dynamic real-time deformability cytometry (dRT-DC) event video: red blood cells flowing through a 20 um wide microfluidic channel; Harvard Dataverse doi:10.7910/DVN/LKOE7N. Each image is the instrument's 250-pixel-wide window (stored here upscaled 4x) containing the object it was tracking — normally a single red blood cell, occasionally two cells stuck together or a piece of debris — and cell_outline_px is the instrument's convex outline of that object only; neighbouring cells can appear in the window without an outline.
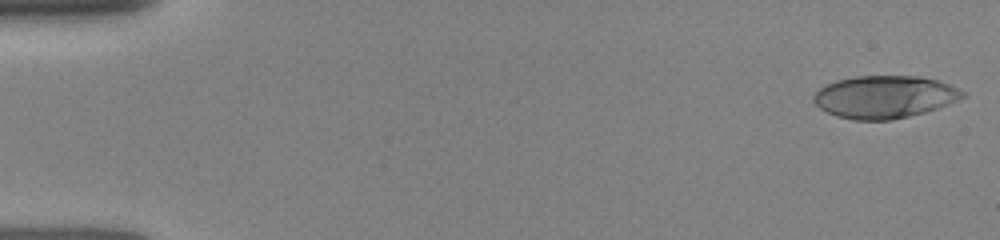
{"species": "human", "species_latin": "Homo sapiens", "temperature_condition": "room temperature", "stored_images_in_passage": 28, "camera_frame_rate_fps": 3000, "um_per_image_px": 0.085, "donor": {"sex": "female"}, "frame": {"image": 1, "passage_image": 1, "time_ms": 0.0, "image_size_px": [1000, 240], "cell_outline_px": [[964, 96], [948, 104], [924, 112], [892, 120], [852, 120], [836, 116], [820, 108], [812, 100], [812, 96], [824, 84], [836, 80], [856, 76], [920, 76], [936, 80], [948, 84], [964, 92]], "centroid_in_image_um": [75.12, 8.23], "position_along_channel_um": 9.9, "area_um2": 36.76}}
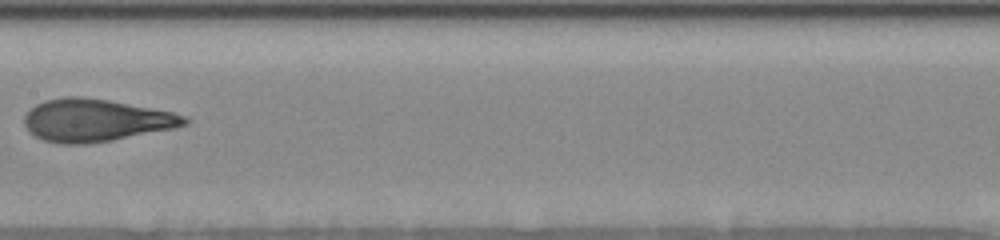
{"frame": {"image": 2, "passage_image": 14, "time_ms": 8.0, "image_size_px": [1000, 240], "cell_outline_px": [[192, 120], [188, 124], [176, 128], [112, 140], [88, 144], [60, 144], [44, 140], [28, 132], [24, 124], [24, 116], [36, 104], [44, 100], [64, 96], [80, 96], [108, 100], [172, 112], [188, 116]], "centroid_in_image_um": [8.15, 10.23], "position_along_channel_um": 199.3, "area_um2": 39.88}}
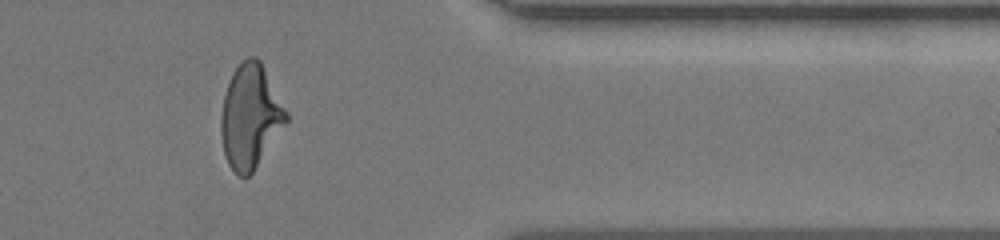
{"frame": {"image": 3, "passage_image": 23, "time_ms": 13.0, "image_size_px": [1000, 240], "cell_outline_px": [[288, 120], [252, 172], [248, 176], [236, 176], [228, 164], [224, 152], [220, 132], [220, 120], [224, 96], [232, 72], [248, 56], [256, 56], [260, 60], [288, 112]], "centroid_in_image_um": [21.26, 9.89], "position_along_channel_um": 390.1, "area_um2": 39.07}}